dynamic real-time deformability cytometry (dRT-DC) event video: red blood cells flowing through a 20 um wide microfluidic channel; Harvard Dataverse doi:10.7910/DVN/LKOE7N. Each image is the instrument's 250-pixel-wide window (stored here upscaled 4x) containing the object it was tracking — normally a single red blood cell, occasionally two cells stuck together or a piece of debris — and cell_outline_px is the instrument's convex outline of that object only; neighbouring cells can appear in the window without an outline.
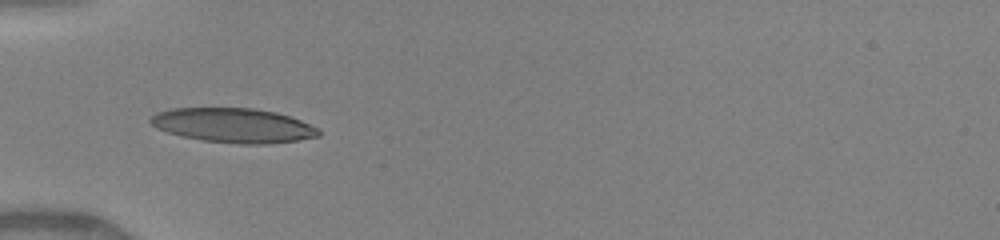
{"species": "human", "species_latin": "Homo sapiens", "temperature_condition": "warm", "stored_images_in_passage": 16, "camera_frame_rate_fps": 3000, "um_per_image_px": 0.085, "donor": {"sex": "female"}, "frame": {"image": 1, "passage_image": 1, "time_ms": 0.0, "image_size_px": [1000, 240], "cell_outline_px": [[320, 136], [296, 140], [268, 144], [240, 144], [204, 140], [184, 136], [168, 132], [156, 128], [148, 120], [156, 112], [172, 108], [256, 108], [276, 112], [300, 120], [320, 128]], "centroid_in_image_um": [19.85, 10.65], "position_along_channel_um": 65.1, "area_um2": 33.7}}
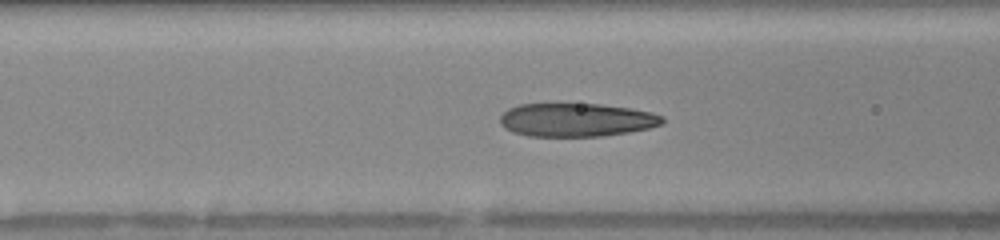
{"frame": {"image": 2, "passage_image": 7, "time_ms": 1.333, "image_size_px": [1000, 240], "cell_outline_px": [[664, 124], [648, 128], [628, 132], [604, 136], [528, 136], [512, 132], [504, 128], [500, 124], [500, 116], [508, 108], [520, 104], [600, 104], [632, 108], [652, 112], [664, 116]], "centroid_in_image_um": [49.01, 10.19], "position_along_channel_um": 117.6, "area_um2": 31.85}}